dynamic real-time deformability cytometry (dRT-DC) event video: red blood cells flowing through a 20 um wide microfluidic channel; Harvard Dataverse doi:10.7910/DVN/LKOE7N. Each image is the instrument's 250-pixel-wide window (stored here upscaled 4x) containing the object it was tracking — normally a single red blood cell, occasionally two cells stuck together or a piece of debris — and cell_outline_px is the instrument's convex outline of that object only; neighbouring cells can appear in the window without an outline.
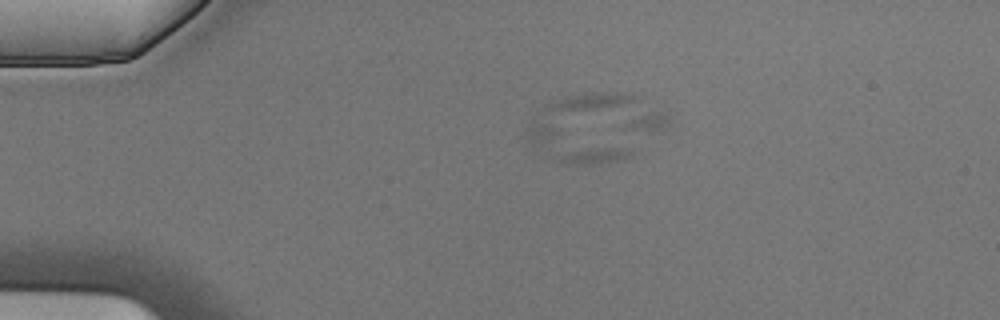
{"species": "Egyptian fruit bat (a non-hibernating species)", "species_latin": "Rousettus aegyptiacus", "temperature_condition": "cold", "stored_images_in_passage": 8, "camera_frame_rate_fps": 3000, "um_per_image_px": 0.085, "animal": {"sex": "male"}, "frame": {"image": 1, "passage_image": 4, "time_ms": 1.0, "image_size_px": [1000, 320], "cell_outline_px": [[672, 124], [632, 156], [616, 160], [596, 164], [564, 164], [548, 156], [532, 144], [528, 140], [528, 128], [536, 120], [652, 112], [668, 112], [672, 116]], "centroid_in_image_um": [50.75, 11.59], "position_along_channel_um": 34.3, "area_um2": 39.36}}